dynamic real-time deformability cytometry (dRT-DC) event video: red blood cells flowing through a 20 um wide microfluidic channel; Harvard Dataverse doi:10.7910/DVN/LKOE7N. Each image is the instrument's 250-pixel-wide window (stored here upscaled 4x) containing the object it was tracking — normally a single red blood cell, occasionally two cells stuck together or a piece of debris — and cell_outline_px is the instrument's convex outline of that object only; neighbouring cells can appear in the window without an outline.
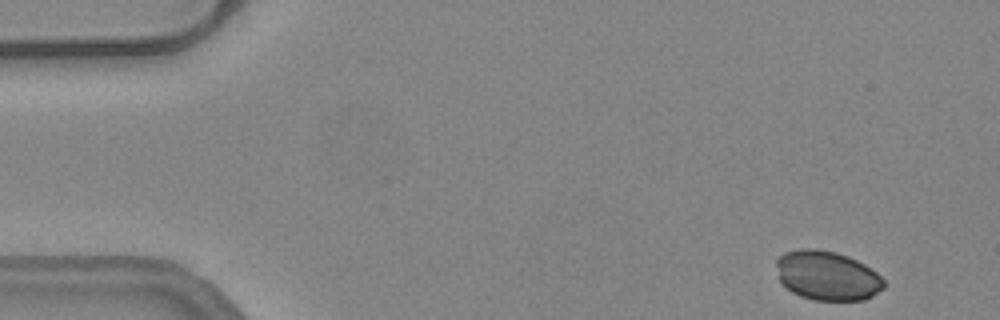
{"species": "common noctule bat (a hibernating species)", "species_latin": "Nyctalus noctula", "temperature_condition": "warm", "stored_images_in_passage": 52, "camera_frame_rate_fps": 3000, "um_per_image_px": 0.085, "animal": {"sex": "female", "body_mass_g": 24.6, "forearm_length_mm": 56.2}, "frame": {"image": 1, "passage_image": 2, "time_ms": 0.333, "image_size_px": [1000, 320], "cell_outline_px": [[884, 288], [872, 296], [864, 300], [812, 300], [800, 296], [792, 292], [780, 284], [776, 264], [776, 260], [784, 252], [800, 248], [816, 248], [836, 252], [848, 256], [864, 264], [876, 272], [884, 280]], "centroid_in_image_um": [70.28, 23.42], "position_along_channel_um": 14.7, "area_um2": 31.21}}
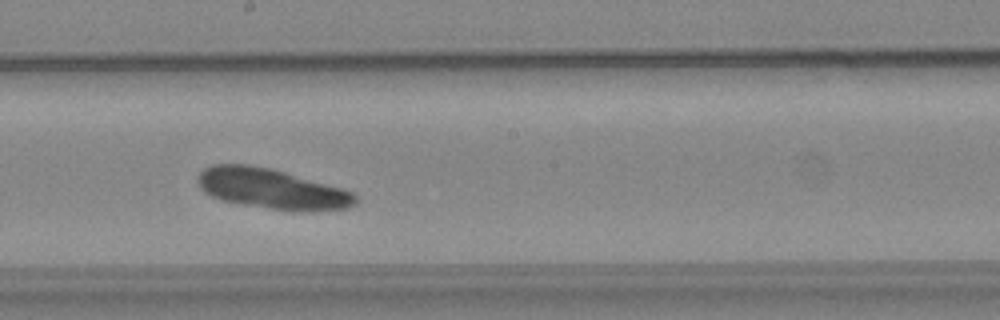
{"frame": {"image": 2, "passage_image": 28, "time_ms": 9.0, "image_size_px": [1000, 320], "cell_outline_px": [[356, 204], [348, 208], [272, 208], [244, 204], [220, 200], [204, 192], [200, 188], [196, 180], [196, 176], [204, 168], [212, 164], [248, 164], [272, 168], [344, 188], [352, 192], [356, 196]], "centroid_in_image_um": [23.0, 15.98], "position_along_channel_um": 225.2, "area_um2": 36.13}}
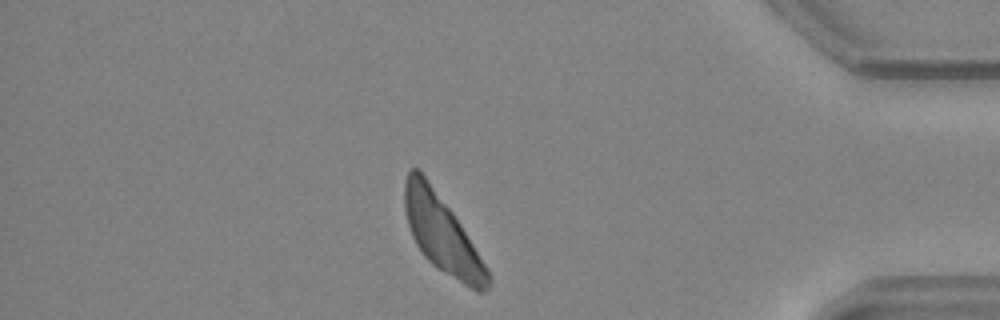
{"frame": {"image": 3, "passage_image": 45, "time_ms": 14.667, "image_size_px": [1000, 320], "cell_outline_px": [[492, 280], [488, 288], [484, 292], [476, 292], [436, 268], [424, 256], [416, 244], [412, 236], [408, 224], [404, 208], [404, 180], [408, 172], [412, 168], [420, 168], [452, 212], [460, 224], [488, 268], [492, 276]], "centroid_in_image_um": [37.57, 19.9], "position_along_channel_um": 397.6, "area_um2": 37.51}}